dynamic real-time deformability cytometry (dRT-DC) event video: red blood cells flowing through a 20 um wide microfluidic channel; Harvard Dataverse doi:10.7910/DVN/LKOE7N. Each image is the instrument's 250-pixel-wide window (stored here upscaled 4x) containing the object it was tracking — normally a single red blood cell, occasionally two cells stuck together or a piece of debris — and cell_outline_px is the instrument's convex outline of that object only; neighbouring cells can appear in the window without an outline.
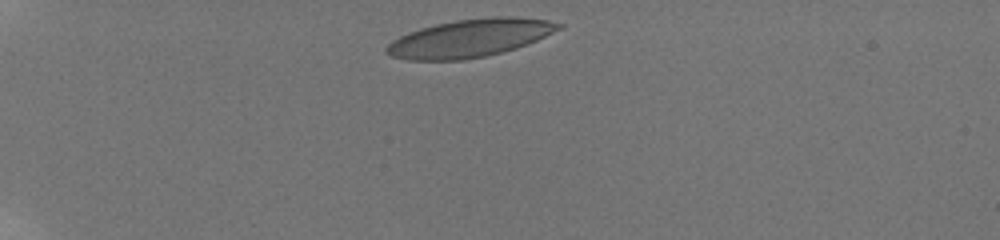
{"species": "human", "species_latin": "Homo sapiens", "temperature_condition": "room temperature", "stored_images_in_passage": 22, "camera_frame_rate_fps": 3000, "um_per_image_px": 0.085, "donor": {"sex": "male"}, "frame": {"image": 1, "passage_image": 3, "time_ms": 0.333, "image_size_px": [1000, 240], "cell_outline_px": [[564, 28], [536, 40], [516, 48], [484, 56], [460, 60], [408, 60], [392, 56], [384, 52], [384, 48], [392, 40], [408, 32], [420, 28], [436, 24], [456, 20], [496, 16], [516, 16], [548, 20], [564, 24]], "centroid_in_image_um": [39.95, 3.23], "position_along_channel_um": 45.1, "area_um2": 37.97}}
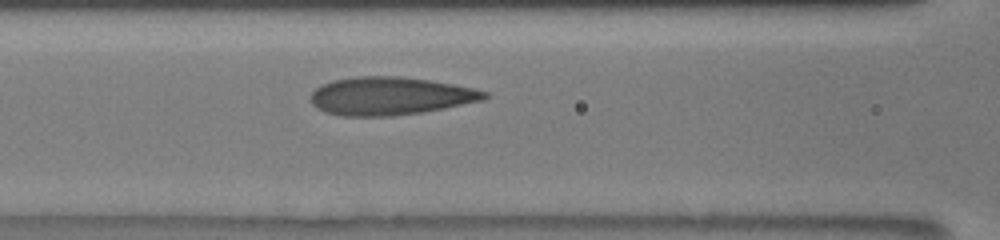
{"frame": {"image": 2, "passage_image": 14, "time_ms": 4.333, "image_size_px": [1000, 240], "cell_outline_px": [[488, 96], [484, 100], [420, 112], [392, 116], [340, 116], [324, 112], [316, 108], [312, 104], [308, 96], [320, 84], [332, 80], [360, 76], [400, 76], [428, 80], [452, 84], [472, 88], [488, 92]], "centroid_in_image_um": [33.08, 8.16], "position_along_channel_um": 133.5, "area_um2": 38.49}}
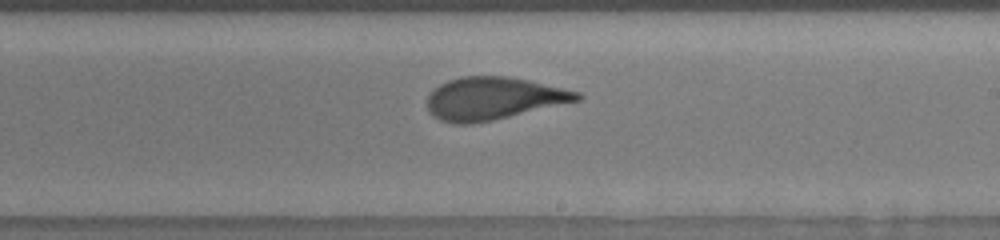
{"frame": {"image": 3, "passage_image": 21, "time_ms": 7.333, "image_size_px": [1000, 240], "cell_outline_px": [[584, 96], [580, 100], [492, 120], [472, 124], [452, 124], [440, 120], [432, 116], [428, 112], [428, 96], [440, 84], [448, 80], [460, 76], [508, 76], [528, 80], [580, 92]], "centroid_in_image_um": [41.91, 8.37], "position_along_channel_um": 247.1, "area_um2": 37.05}}